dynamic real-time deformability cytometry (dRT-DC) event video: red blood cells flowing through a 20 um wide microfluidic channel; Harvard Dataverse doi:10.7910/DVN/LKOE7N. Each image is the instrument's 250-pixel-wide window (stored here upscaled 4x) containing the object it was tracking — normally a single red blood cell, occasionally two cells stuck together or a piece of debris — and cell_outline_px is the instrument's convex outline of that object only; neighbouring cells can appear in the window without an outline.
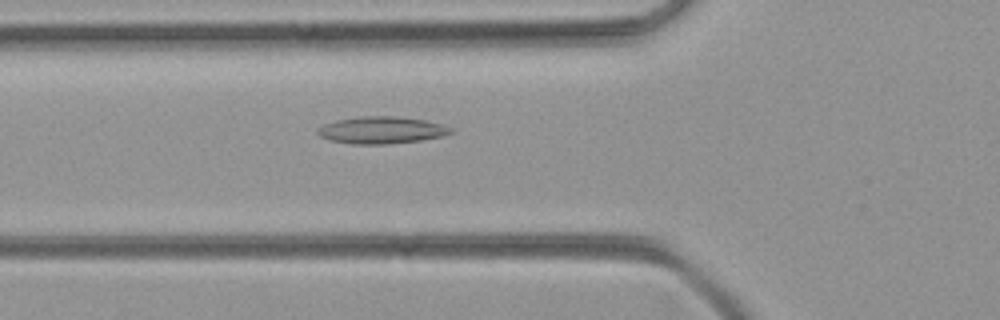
{"species": "common noctule bat (a hibernating species)", "species_latin": "Nyctalus noctula", "temperature_condition": "room temperature", "stored_images_in_passage": 48, "camera_frame_rate_fps": 3000, "um_per_image_px": 0.085, "animal": {"sex": "female", "body_mass_g": 21.9}, "frame": {"image": 1, "passage_image": 18, "time_ms": 5.667, "image_size_px": [1000, 320], "cell_outline_px": [[452, 132], [440, 136], [420, 140], [384, 144], [352, 144], [328, 140], [320, 136], [316, 132], [316, 128], [324, 124], [336, 120], [360, 116], [392, 116], [424, 120], [440, 124], [452, 128]], "centroid_in_image_um": [32.34, 11.06], "position_along_channel_um": 93.5, "area_um2": 20.81}}
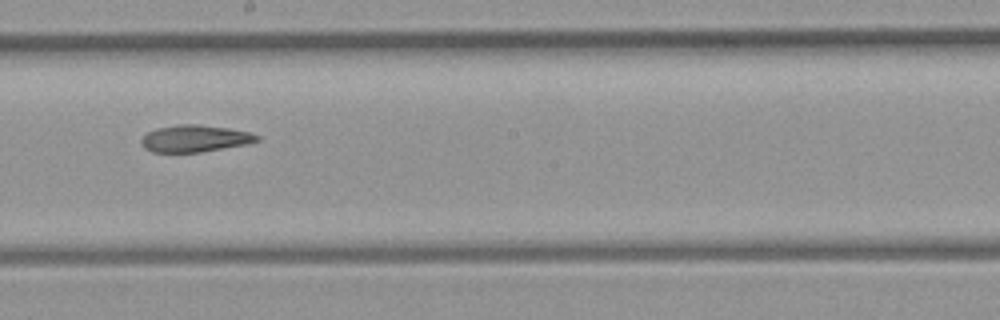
{"frame": {"image": 2, "passage_image": 28, "time_ms": 9.0, "image_size_px": [1000, 320], "cell_outline_px": [[260, 140], [244, 144], [200, 152], [152, 152], [144, 148], [140, 144], [140, 140], [148, 132], [156, 128], [180, 124], [196, 124], [228, 128], [248, 132], [260, 136]], "centroid_in_image_um": [16.52, 11.77], "position_along_channel_um": 231.7, "area_um2": 17.98}}
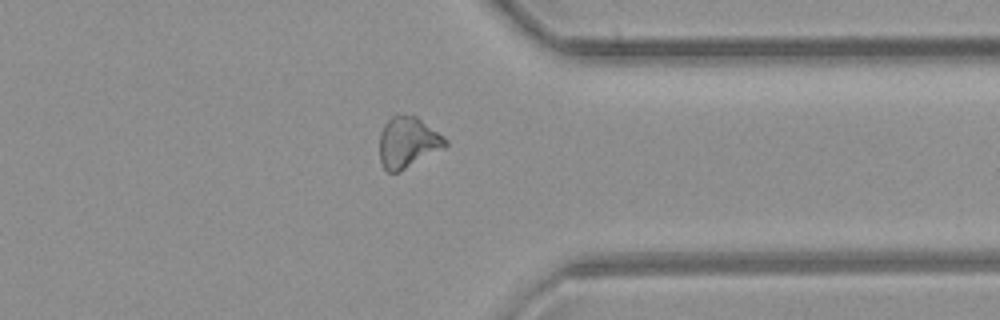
{"frame": {"image": 3, "passage_image": 39, "time_ms": 12.667, "image_size_px": [1000, 320], "cell_outline_px": [[448, 144], [444, 148], [400, 172], [388, 172], [384, 168], [380, 160], [380, 132], [384, 124], [392, 116], [416, 116], [444, 136], [448, 140]], "centroid_in_image_um": [34.67, 12.12], "position_along_channel_um": 376.7, "area_um2": 19.42}}